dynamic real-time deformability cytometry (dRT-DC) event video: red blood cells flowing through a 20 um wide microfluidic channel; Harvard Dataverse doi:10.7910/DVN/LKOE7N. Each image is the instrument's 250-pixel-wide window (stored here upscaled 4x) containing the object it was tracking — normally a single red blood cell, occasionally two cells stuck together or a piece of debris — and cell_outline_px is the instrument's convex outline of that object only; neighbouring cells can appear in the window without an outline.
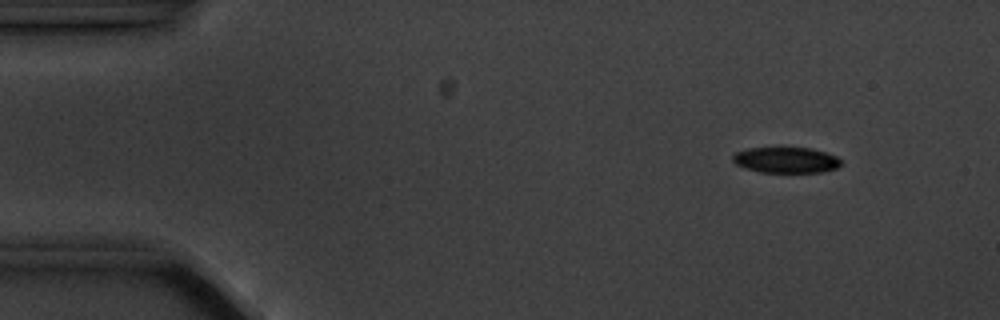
{"species": "common noctule bat (a hibernating species)", "species_latin": "Nyctalus noctula", "temperature_condition": "cold", "stored_images_in_passage": 5, "camera_frame_rate_fps": 3000, "um_per_image_px": 0.085, "animal": {"sex": "male", "body_mass_g": 20.1, "forearm_length_mm": 53.5}, "frame": {"image": 1, "passage_image": 2, "time_ms": 1.0, "image_size_px": [1000, 320], "cell_outline_px": [[844, 160], [836, 168], [820, 172], [760, 172], [744, 168], [736, 164], [732, 160], [732, 156], [736, 152], [748, 148], [812, 148], [836, 156]], "centroid_in_image_um": [66.81, 13.6], "position_along_channel_um": 18.2, "area_um2": 16.24}}